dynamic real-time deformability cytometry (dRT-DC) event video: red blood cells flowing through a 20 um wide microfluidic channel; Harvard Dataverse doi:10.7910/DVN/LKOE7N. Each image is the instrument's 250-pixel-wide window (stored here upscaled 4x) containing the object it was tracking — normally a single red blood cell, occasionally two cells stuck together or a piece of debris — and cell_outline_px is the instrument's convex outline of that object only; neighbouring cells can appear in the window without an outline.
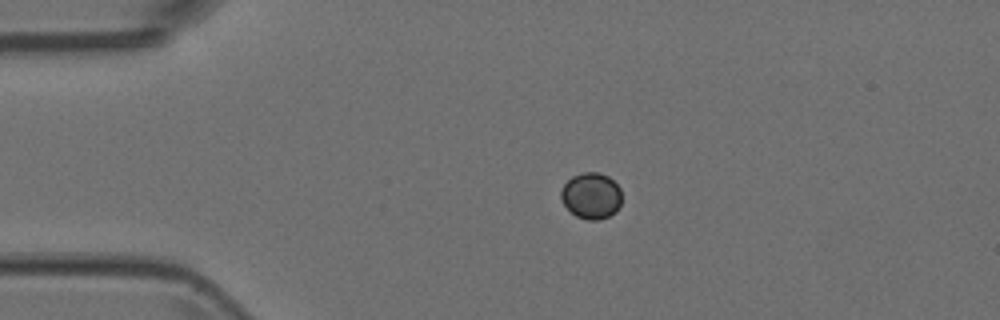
{"species": "Egyptian fruit bat (a non-hibernating species)", "species_latin": "Rousettus aegyptiacus", "temperature_condition": "room temperature", "stored_images_in_passage": 2, "camera_frame_rate_fps": 3000, "um_per_image_px": 0.085, "animal": {"sex": "female"}, "frame": {"image": 1, "passage_image": 1, "time_ms": 0.0, "image_size_px": [1000, 320], "cell_outline_px": [[620, 204], [616, 212], [600, 220], [588, 220], [576, 216], [564, 204], [560, 196], [560, 192], [564, 184], [572, 176], [584, 172], [596, 172], [608, 176], [620, 188]], "centroid_in_image_um": [50.25, 16.64], "position_along_channel_um": 34.8, "area_um2": 16.24}}